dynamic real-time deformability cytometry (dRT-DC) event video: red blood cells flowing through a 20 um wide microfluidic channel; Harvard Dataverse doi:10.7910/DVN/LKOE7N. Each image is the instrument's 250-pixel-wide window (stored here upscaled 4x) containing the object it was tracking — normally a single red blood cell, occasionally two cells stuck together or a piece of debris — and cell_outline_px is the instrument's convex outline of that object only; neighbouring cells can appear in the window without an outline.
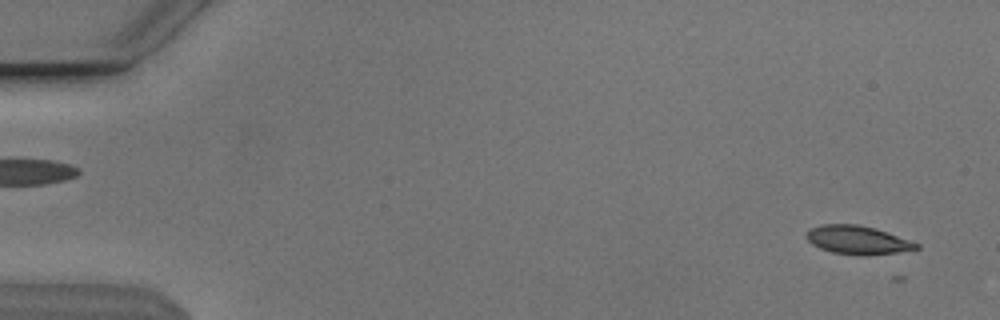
{"species": "Egyptian fruit bat (a non-hibernating species)", "species_latin": "Rousettus aegyptiacus", "temperature_condition": "cold", "stored_images_in_passage": 6, "camera_frame_rate_fps": 3000, "um_per_image_px": 0.085, "animal": {"sex": "male"}, "frame": {"image": 1, "passage_image": 2, "time_ms": 0.333, "image_size_px": [1000, 320], "cell_outline_px": [[920, 248], [896, 252], [868, 256], [856, 256], [832, 252], [820, 248], [812, 244], [804, 236], [812, 228], [824, 224], [856, 224], [872, 228], [920, 244]], "centroid_in_image_um": [72.86, 20.42], "position_along_channel_um": 12.1, "area_um2": 17.98}}